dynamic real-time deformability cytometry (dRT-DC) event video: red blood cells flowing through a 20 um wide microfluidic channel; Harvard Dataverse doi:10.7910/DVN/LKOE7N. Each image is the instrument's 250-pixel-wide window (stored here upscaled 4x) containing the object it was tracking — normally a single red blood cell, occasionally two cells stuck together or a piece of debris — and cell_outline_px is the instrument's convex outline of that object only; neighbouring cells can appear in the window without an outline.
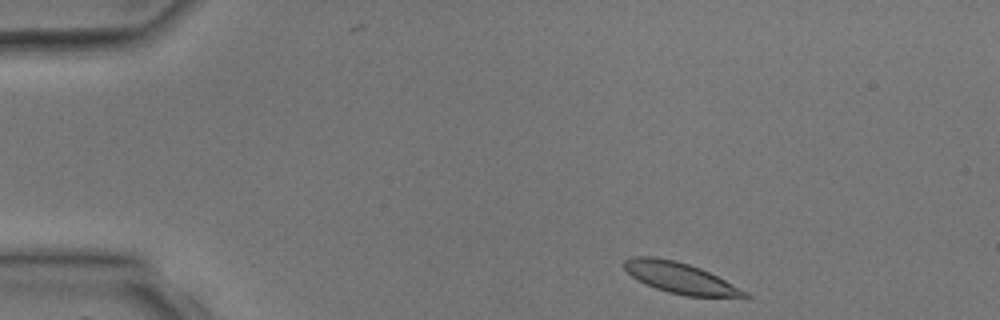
{"species": "common noctule bat (a hibernating species)", "species_latin": "Nyctalus noctula", "temperature_condition": "room temperature", "stored_images_in_passage": 2, "camera_frame_rate_fps": 3000, "um_per_image_px": 0.085, "animal": {"sex": "male", "body_mass_g": 17.9, "forearm_length_mm": 54.2}, "frame": {"image": 1, "passage_image": 1, "time_ms": 0.0, "image_size_px": [1000, 320], "cell_outline_px": [[752, 296], [684, 296], [668, 292], [656, 288], [632, 276], [624, 268], [624, 260], [632, 256], [652, 256], [676, 260], [700, 268], [748, 292]], "centroid_in_image_um": [57.76, 23.6], "position_along_channel_um": 27.2, "area_um2": 21.15}}